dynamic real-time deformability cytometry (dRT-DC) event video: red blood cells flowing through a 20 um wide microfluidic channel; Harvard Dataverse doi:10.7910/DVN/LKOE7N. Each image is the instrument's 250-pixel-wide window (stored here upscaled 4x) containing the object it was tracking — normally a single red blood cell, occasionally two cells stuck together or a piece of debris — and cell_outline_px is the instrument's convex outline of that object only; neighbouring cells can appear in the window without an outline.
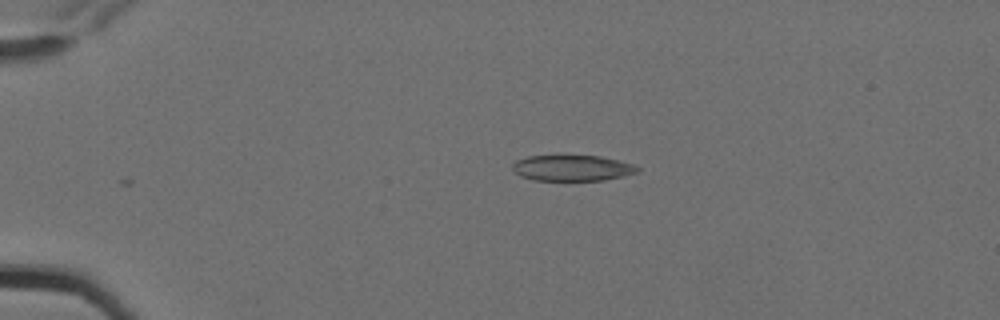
{"species": "Egyptian fruit bat (a non-hibernating species)", "species_latin": "Rousettus aegyptiacus", "temperature_condition": "cold", "stored_images_in_passage": 2, "camera_frame_rate_fps": 3000, "um_per_image_px": 0.085, "animal": {"sex": "female"}, "frame": {"image": 1, "passage_image": 2, "time_ms": 0.333, "image_size_px": [1000, 320], "cell_outline_px": [[640, 172], [624, 176], [604, 180], [532, 180], [520, 176], [512, 168], [512, 164], [516, 160], [528, 156], [600, 156], [632, 164], [640, 168]], "centroid_in_image_um": [48.64, 14.29], "position_along_channel_um": 36.4, "area_um2": 18.73}}